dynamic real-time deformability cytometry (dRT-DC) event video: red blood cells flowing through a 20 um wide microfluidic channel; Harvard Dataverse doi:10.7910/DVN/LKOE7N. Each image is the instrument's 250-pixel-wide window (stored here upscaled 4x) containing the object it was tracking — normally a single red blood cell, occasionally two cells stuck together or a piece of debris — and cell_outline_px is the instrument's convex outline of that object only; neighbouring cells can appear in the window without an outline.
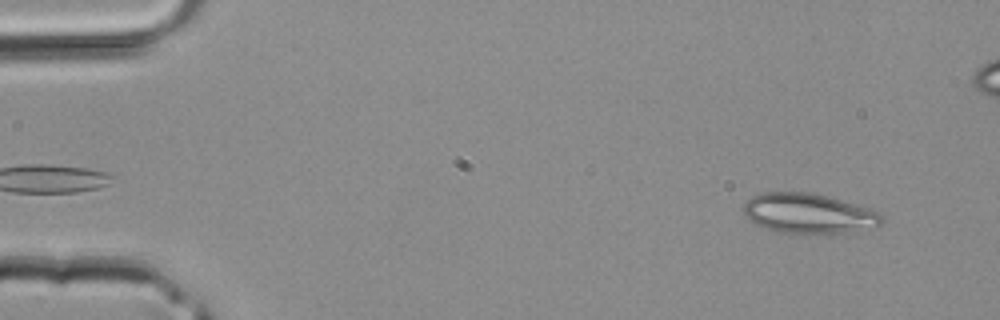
{"species": "common noctule bat (a hibernating species)", "species_latin": "Nyctalus noctula", "temperature_condition": "room temperature", "stored_images_in_passage": 39, "camera_frame_rate_fps": 3000, "um_per_image_px": 0.085, "animal": {"sex": "male", "body_mass_g": 20.4}, "frame": {"image": 1, "passage_image": 1, "time_ms": 0.0, "image_size_px": [1000, 320], "cell_outline_px": [[884, 224], [876, 228], [828, 236], [804, 236], [772, 232], [756, 224], [744, 216], [744, 200], [760, 192], [808, 192], [828, 196], [868, 208], [880, 212], [884, 216]], "centroid_in_image_um": [68.76, 18.21], "position_along_channel_um": 16.2, "area_um2": 33.93}}
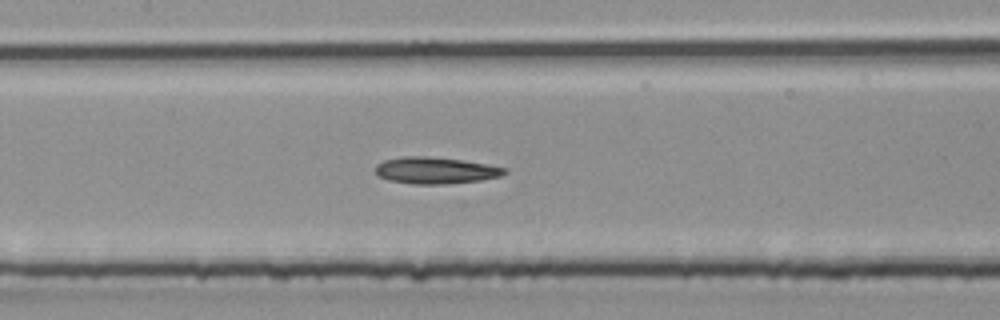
{"frame": {"image": 2, "passage_image": 17, "time_ms": 5.333, "image_size_px": [1000, 320], "cell_outline_px": [[508, 172], [500, 176], [480, 180], [444, 184], [412, 184], [388, 180], [380, 176], [376, 172], [376, 164], [384, 160], [404, 156], [424, 156], [460, 160], [488, 164], [508, 168]], "centroid_in_image_um": [37.03, 14.48], "position_along_channel_um": 170.4, "area_um2": 19.94}}
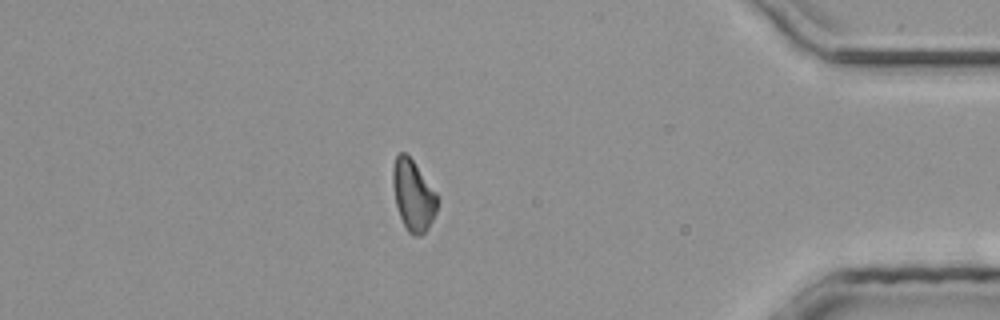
{"frame": {"image": 3, "passage_image": 33, "time_ms": 10.667, "image_size_px": [1000, 320], "cell_outline_px": [[440, 200], [436, 212], [428, 228], [420, 236], [416, 236], [408, 232], [400, 216], [396, 204], [392, 184], [392, 168], [396, 156], [400, 152], [404, 152], [412, 160], [440, 196]], "centroid_in_image_um": [35.14, 16.6], "position_along_channel_um": 400.1, "area_um2": 18.5}}